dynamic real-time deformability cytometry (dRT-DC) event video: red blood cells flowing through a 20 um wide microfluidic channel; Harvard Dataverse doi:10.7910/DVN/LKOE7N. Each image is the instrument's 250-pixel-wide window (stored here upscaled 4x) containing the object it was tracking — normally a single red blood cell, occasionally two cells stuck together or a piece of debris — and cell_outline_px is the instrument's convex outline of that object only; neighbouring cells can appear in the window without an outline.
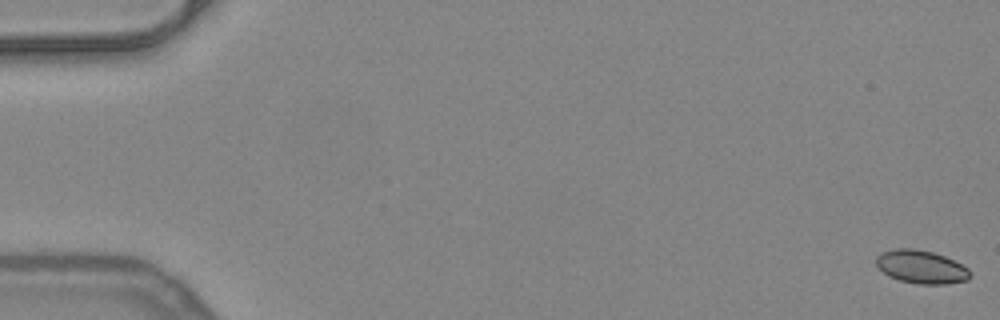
{"species": "common noctule bat (a hibernating species)", "species_latin": "Nyctalus noctula", "temperature_condition": "warm", "stored_images_in_passage": 53, "camera_frame_rate_fps": 3000, "um_per_image_px": 0.085, "animal": {"sex": "female", "body_mass_g": 24.6, "forearm_length_mm": 56.2}, "frame": {"image": 1, "passage_image": 1, "time_ms": 0.0, "image_size_px": [1000, 320], "cell_outline_px": [[972, 276], [968, 280], [948, 284], [920, 284], [900, 280], [888, 276], [876, 264], [876, 256], [880, 252], [896, 248], [912, 248], [932, 252], [944, 256], [968, 268], [972, 272]], "centroid_in_image_um": [78.32, 22.69], "position_along_channel_um": 6.7, "area_um2": 18.21}}
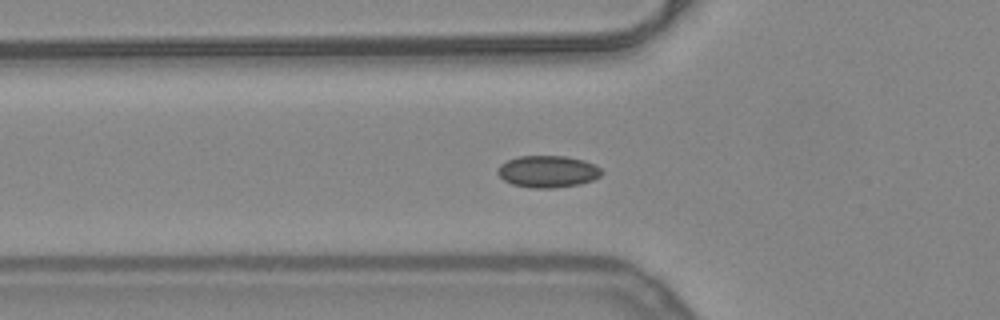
{"frame": {"image": 2, "passage_image": 19, "time_ms": 6.0, "image_size_px": [1000, 320], "cell_outline_px": [[604, 172], [600, 176], [592, 180], [580, 184], [552, 188], [532, 188], [512, 184], [504, 180], [496, 172], [500, 164], [508, 160], [520, 156], [564, 156], [584, 160], [600, 168]], "centroid_in_image_um": [46.55, 14.58], "position_along_channel_um": 79.2, "area_um2": 19.25}}
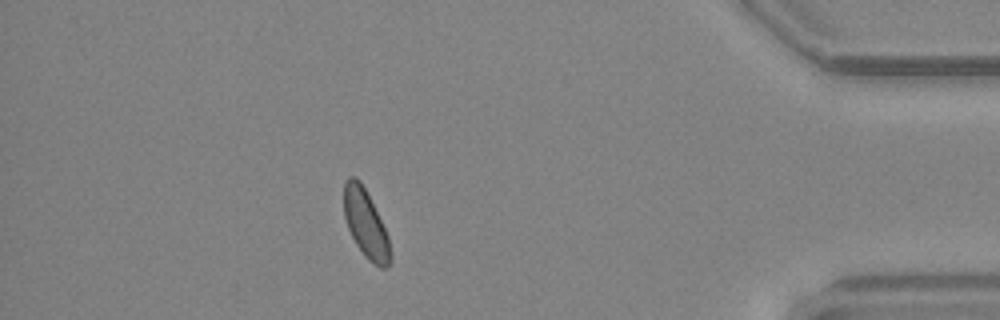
{"frame": {"image": 3, "passage_image": 47, "time_ms": 15.333, "image_size_px": [1000, 320], "cell_outline_px": [[392, 260], [388, 268], [380, 268], [368, 260], [364, 256], [356, 244], [348, 228], [344, 216], [344, 184], [348, 176], [356, 176], [360, 180], [388, 236], [392, 256]], "centroid_in_image_um": [31.09, 19.06], "position_along_channel_um": 404.1, "area_um2": 18.26}, "authors_computed_cell_mechanics": {"area_um2": 18.496, "velocity_mm_per_s": 3.9667, "shape_relaxation_time_tau1_ms": null, "shape_relaxation_time_tau2_ms": 3.8, "deformation_change_tau1": null, "deformation_change_tau2": 0.0595}}